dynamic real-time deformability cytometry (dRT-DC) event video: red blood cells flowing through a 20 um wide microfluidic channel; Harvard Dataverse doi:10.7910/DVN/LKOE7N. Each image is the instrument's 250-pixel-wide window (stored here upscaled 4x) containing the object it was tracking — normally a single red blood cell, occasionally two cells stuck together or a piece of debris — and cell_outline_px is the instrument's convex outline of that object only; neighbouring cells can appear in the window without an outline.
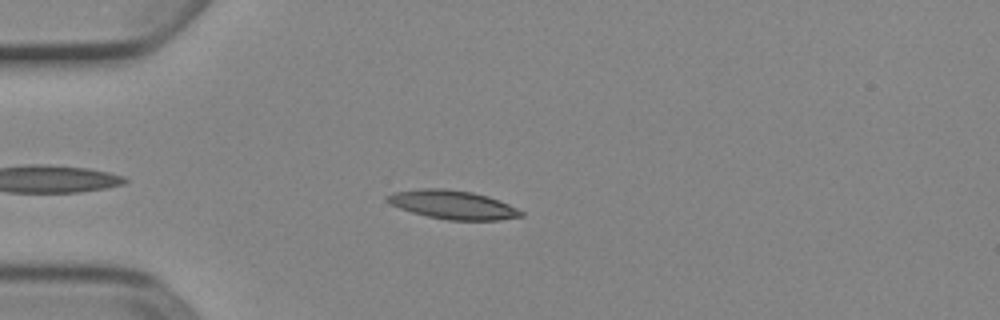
{"species": "Egyptian fruit bat (a non-hibernating species)", "species_latin": "Rousettus aegyptiacus", "temperature_condition": "cold", "stored_images_in_passage": 42, "camera_frame_rate_fps": 3000, "um_per_image_px": 0.085, "animal": {"sex": "female"}, "frame": {"image": 1, "passage_image": 7, "time_ms": 2.0, "image_size_px": [1000, 320], "cell_outline_px": [[524, 216], [500, 220], [448, 220], [428, 216], [412, 212], [400, 208], [384, 200], [384, 196], [392, 192], [420, 188], [444, 188], [472, 192], [488, 196], [500, 200], [524, 212]], "centroid_in_image_um": [38.47, 17.39], "position_along_channel_um": 46.5, "area_um2": 22.48}}
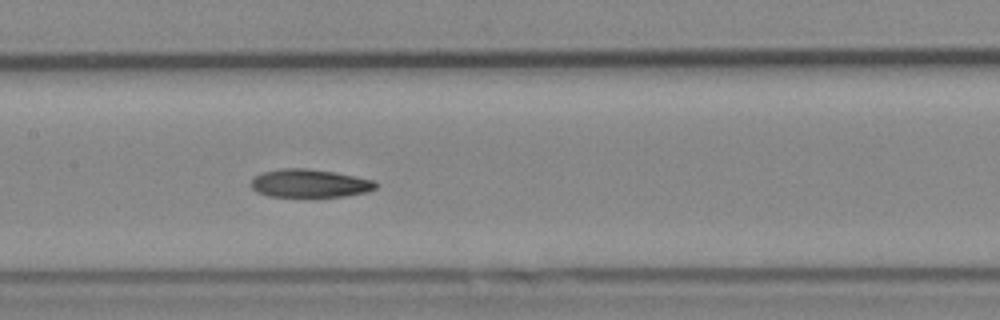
{"frame": {"image": 2, "passage_image": 19, "time_ms": 6.0, "image_size_px": [1000, 320], "cell_outline_px": [[380, 184], [376, 188], [368, 192], [344, 196], [308, 200], [268, 196], [256, 192], [252, 188], [252, 180], [256, 176], [264, 172], [280, 168], [308, 168], [332, 172], [376, 180]], "centroid_in_image_um": [26.35, 15.64], "position_along_channel_um": 181.0, "area_um2": 21.5}}
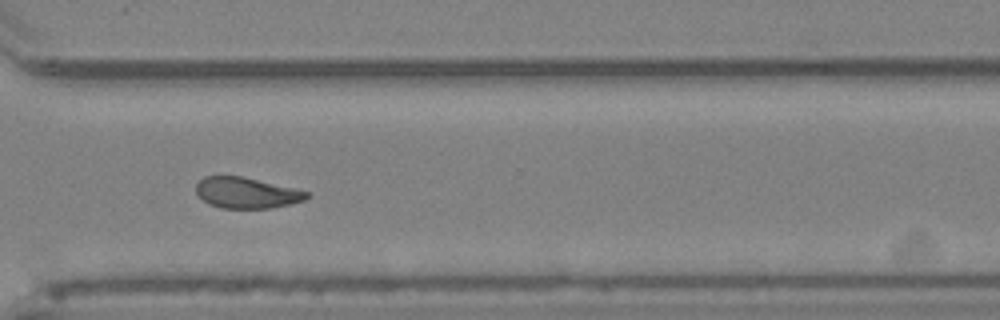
{"frame": {"image": 3, "passage_image": 32, "time_ms": 10.333, "image_size_px": [1000, 320], "cell_outline_px": [[312, 196], [304, 200], [272, 208], [220, 208], [208, 204], [196, 192], [196, 184], [204, 176], [240, 176], [292, 188], [308, 192]], "centroid_in_image_um": [20.93, 16.4], "position_along_channel_um": 349.7, "area_um2": 19.65}}